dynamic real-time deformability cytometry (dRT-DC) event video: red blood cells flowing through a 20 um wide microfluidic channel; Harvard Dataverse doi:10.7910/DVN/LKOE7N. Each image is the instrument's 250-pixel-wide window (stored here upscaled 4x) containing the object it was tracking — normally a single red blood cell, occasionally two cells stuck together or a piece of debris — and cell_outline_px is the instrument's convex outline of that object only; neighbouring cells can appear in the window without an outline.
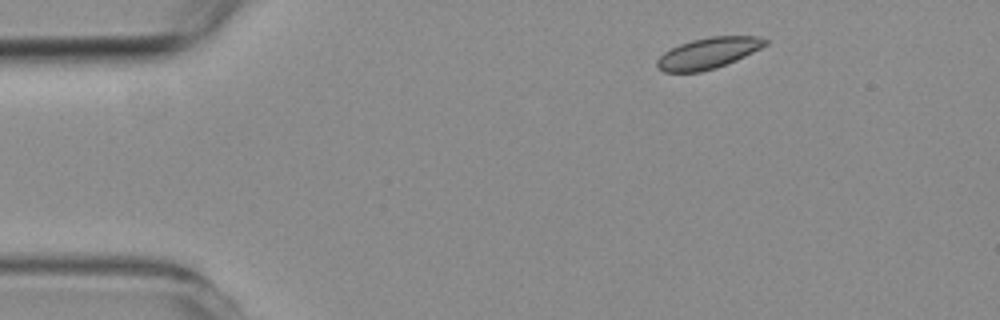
{"species": "common noctule bat (a hibernating species)", "species_latin": "Nyctalus noctula", "temperature_condition": "room temperature", "stored_images_in_passage": 3, "camera_frame_rate_fps": 3000, "um_per_image_px": 0.085, "animal": {"sex": "female", "body_mass_g": 19.3, "forearm_length_mm": 54.1}, "frame": {"image": 1, "passage_image": 1, "time_ms": 0.0, "image_size_px": [1000, 320], "cell_outline_px": [[768, 44], [736, 60], [716, 68], [700, 72], [664, 72], [656, 64], [656, 60], [664, 52], [680, 44], [692, 40], [712, 36], [760, 36], [768, 40]], "centroid_in_image_um": [60.21, 4.51], "position_along_channel_um": 24.8, "area_um2": 19.42}}